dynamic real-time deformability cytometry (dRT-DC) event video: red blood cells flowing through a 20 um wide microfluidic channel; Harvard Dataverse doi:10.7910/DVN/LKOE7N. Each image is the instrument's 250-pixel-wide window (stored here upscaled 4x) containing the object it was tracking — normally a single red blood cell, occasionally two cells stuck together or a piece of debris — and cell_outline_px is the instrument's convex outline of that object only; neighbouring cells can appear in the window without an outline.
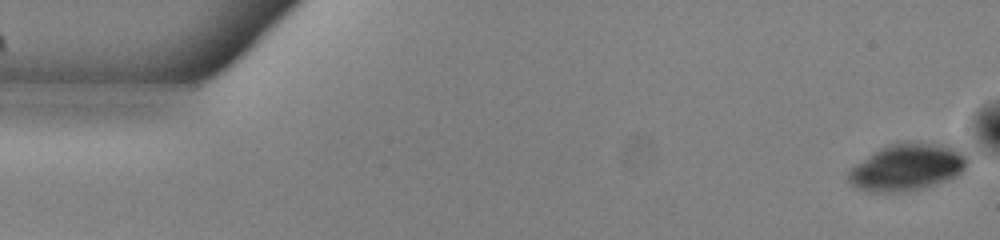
{"species": "common noctule bat (a hibernating species)", "species_latin": "Nyctalus noctula", "temperature_condition": "warm", "stored_images_in_passage": 53, "camera_frame_rate_fps": 3000, "um_per_image_px": 0.085, "animal": {"sex": "male", "body_mass_g": 13.0, "forearm_length_mm": 53.1}, "frame": {"image": 1, "passage_image": 1, "time_ms": 0.0, "image_size_px": [1000, 240], "cell_outline_px": [[968, 164], [956, 176], [948, 180], [924, 188], [908, 192], [872, 192], [856, 188], [848, 180], [848, 172], [856, 164], [880, 148], [888, 144], [932, 144], [960, 148], [968, 156]], "centroid_in_image_um": [77.13, 14.25], "position_along_channel_um": 7.9, "area_um2": 32.14}}
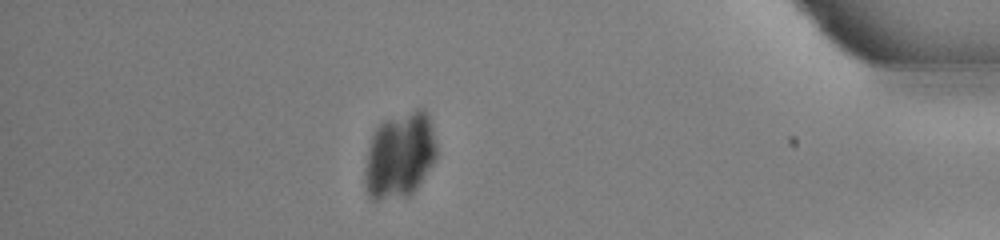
{"frame": {"image": 2, "passage_image": 46, "time_ms": 15.0, "image_size_px": [1000, 240], "cell_outline_px": [[436, 156], [432, 164], [416, 188], [408, 196], [376, 200], [372, 200], [368, 192], [364, 180], [364, 172], [368, 152], [372, 136], [376, 128], [384, 120], [416, 108], [424, 108], [428, 112], [436, 144]], "centroid_in_image_um": [33.98, 13.17], "position_along_channel_um": 401.2, "area_um2": 35.66}}